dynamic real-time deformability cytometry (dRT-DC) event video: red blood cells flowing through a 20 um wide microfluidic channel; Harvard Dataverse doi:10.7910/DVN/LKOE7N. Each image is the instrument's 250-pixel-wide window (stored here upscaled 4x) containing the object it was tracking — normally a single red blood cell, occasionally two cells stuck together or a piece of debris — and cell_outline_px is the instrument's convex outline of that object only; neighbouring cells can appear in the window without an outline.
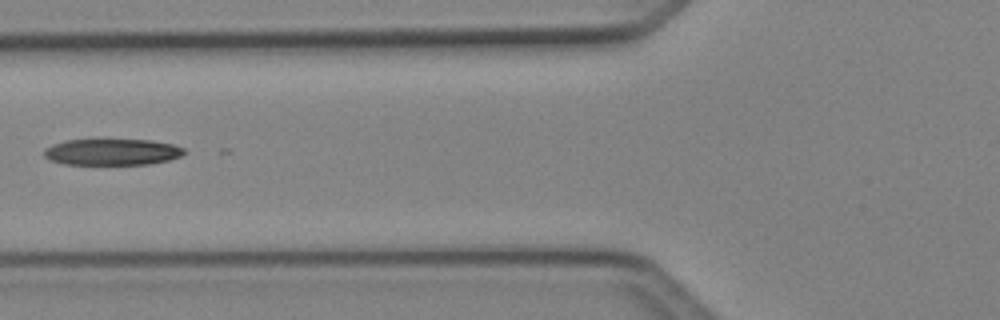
{"species": "Egyptian fruit bat (a non-hibernating species)", "species_latin": "Rousettus aegyptiacus", "temperature_condition": "cold", "stored_images_in_passage": 5, "camera_frame_rate_fps": 3000, "um_per_image_px": 0.085, "animal": {"sex": "female"}, "frame": {"image": 1, "passage_image": 4, "time_ms": 1.0, "image_size_px": [1000, 320], "cell_outline_px": [[184, 152], [180, 156], [168, 160], [148, 164], [64, 164], [52, 160], [44, 156], [44, 148], [52, 144], [64, 140], [100, 136], [152, 140], [172, 144], [184, 148]], "centroid_in_image_um": [9.47, 12.85], "position_along_channel_um": 116.3, "area_um2": 22.6}}
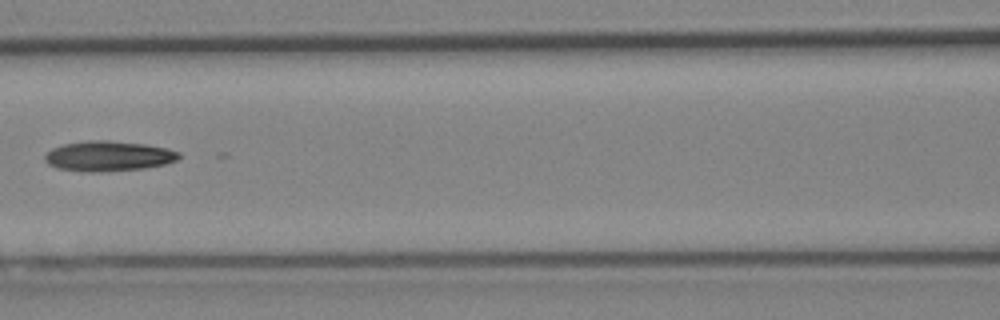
{"frame": {"image": 2, "passage_image": 5, "time_ms": 1.333, "image_size_px": [1000, 320], "cell_outline_px": [[180, 156], [176, 160], [164, 164], [144, 168], [100, 172], [84, 172], [56, 168], [48, 164], [44, 160], [44, 156], [52, 148], [64, 144], [88, 140], [108, 140], [144, 144], [168, 148], [180, 152]], "centroid_in_image_um": [9.19, 13.27], "position_along_channel_um": 157.4, "area_um2": 23.64}}